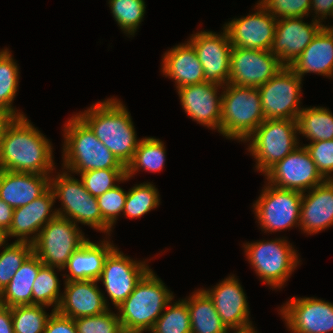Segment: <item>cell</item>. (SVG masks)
Segmentation results:
<instances>
[{
  "mask_svg": "<svg viewBox=\"0 0 333 333\" xmlns=\"http://www.w3.org/2000/svg\"><path fill=\"white\" fill-rule=\"evenodd\" d=\"M44 333H77L75 321L56 310L48 319Z\"/></svg>",
  "mask_w": 333,
  "mask_h": 333,
  "instance_id": "obj_44",
  "label": "cell"
},
{
  "mask_svg": "<svg viewBox=\"0 0 333 333\" xmlns=\"http://www.w3.org/2000/svg\"><path fill=\"white\" fill-rule=\"evenodd\" d=\"M44 264L32 253L0 293V304L8 307L32 305V286Z\"/></svg>",
  "mask_w": 333,
  "mask_h": 333,
  "instance_id": "obj_28",
  "label": "cell"
},
{
  "mask_svg": "<svg viewBox=\"0 0 333 333\" xmlns=\"http://www.w3.org/2000/svg\"><path fill=\"white\" fill-rule=\"evenodd\" d=\"M279 313L292 333H332L333 303L315 297H292Z\"/></svg>",
  "mask_w": 333,
  "mask_h": 333,
  "instance_id": "obj_16",
  "label": "cell"
},
{
  "mask_svg": "<svg viewBox=\"0 0 333 333\" xmlns=\"http://www.w3.org/2000/svg\"><path fill=\"white\" fill-rule=\"evenodd\" d=\"M55 269L62 271L60 268L46 265L39 269L32 286V305L53 306L54 311L58 309L63 294L60 293V281Z\"/></svg>",
  "mask_w": 333,
  "mask_h": 333,
  "instance_id": "obj_33",
  "label": "cell"
},
{
  "mask_svg": "<svg viewBox=\"0 0 333 333\" xmlns=\"http://www.w3.org/2000/svg\"><path fill=\"white\" fill-rule=\"evenodd\" d=\"M15 119V116L4 108L0 107V142L3 139L7 126Z\"/></svg>",
  "mask_w": 333,
  "mask_h": 333,
  "instance_id": "obj_48",
  "label": "cell"
},
{
  "mask_svg": "<svg viewBox=\"0 0 333 333\" xmlns=\"http://www.w3.org/2000/svg\"><path fill=\"white\" fill-rule=\"evenodd\" d=\"M289 67L301 79L307 73L333 78V26H324Z\"/></svg>",
  "mask_w": 333,
  "mask_h": 333,
  "instance_id": "obj_26",
  "label": "cell"
},
{
  "mask_svg": "<svg viewBox=\"0 0 333 333\" xmlns=\"http://www.w3.org/2000/svg\"><path fill=\"white\" fill-rule=\"evenodd\" d=\"M125 167L132 161L140 139L126 106L114 97L76 113Z\"/></svg>",
  "mask_w": 333,
  "mask_h": 333,
  "instance_id": "obj_2",
  "label": "cell"
},
{
  "mask_svg": "<svg viewBox=\"0 0 333 333\" xmlns=\"http://www.w3.org/2000/svg\"><path fill=\"white\" fill-rule=\"evenodd\" d=\"M51 175L0 170V198L13 208L24 206L50 188Z\"/></svg>",
  "mask_w": 333,
  "mask_h": 333,
  "instance_id": "obj_24",
  "label": "cell"
},
{
  "mask_svg": "<svg viewBox=\"0 0 333 333\" xmlns=\"http://www.w3.org/2000/svg\"><path fill=\"white\" fill-rule=\"evenodd\" d=\"M77 226L57 215L40 230L33 253L44 265L63 269L71 255L88 240Z\"/></svg>",
  "mask_w": 333,
  "mask_h": 333,
  "instance_id": "obj_9",
  "label": "cell"
},
{
  "mask_svg": "<svg viewBox=\"0 0 333 333\" xmlns=\"http://www.w3.org/2000/svg\"><path fill=\"white\" fill-rule=\"evenodd\" d=\"M267 183L281 188L306 192L326 181L304 145H299L265 174Z\"/></svg>",
  "mask_w": 333,
  "mask_h": 333,
  "instance_id": "obj_12",
  "label": "cell"
},
{
  "mask_svg": "<svg viewBox=\"0 0 333 333\" xmlns=\"http://www.w3.org/2000/svg\"><path fill=\"white\" fill-rule=\"evenodd\" d=\"M310 11H314V20L323 23L322 20L326 19L328 16H333V0H311ZM313 10V11H312Z\"/></svg>",
  "mask_w": 333,
  "mask_h": 333,
  "instance_id": "obj_45",
  "label": "cell"
},
{
  "mask_svg": "<svg viewBox=\"0 0 333 333\" xmlns=\"http://www.w3.org/2000/svg\"><path fill=\"white\" fill-rule=\"evenodd\" d=\"M0 333H14L11 307L0 304Z\"/></svg>",
  "mask_w": 333,
  "mask_h": 333,
  "instance_id": "obj_46",
  "label": "cell"
},
{
  "mask_svg": "<svg viewBox=\"0 0 333 333\" xmlns=\"http://www.w3.org/2000/svg\"><path fill=\"white\" fill-rule=\"evenodd\" d=\"M6 242L0 252V293L9 284L16 271L33 253V244L14 241Z\"/></svg>",
  "mask_w": 333,
  "mask_h": 333,
  "instance_id": "obj_36",
  "label": "cell"
},
{
  "mask_svg": "<svg viewBox=\"0 0 333 333\" xmlns=\"http://www.w3.org/2000/svg\"><path fill=\"white\" fill-rule=\"evenodd\" d=\"M53 158L50 140L26 115L15 117L7 126L0 142V170L51 175Z\"/></svg>",
  "mask_w": 333,
  "mask_h": 333,
  "instance_id": "obj_1",
  "label": "cell"
},
{
  "mask_svg": "<svg viewBox=\"0 0 333 333\" xmlns=\"http://www.w3.org/2000/svg\"><path fill=\"white\" fill-rule=\"evenodd\" d=\"M85 189L94 197H99L106 191L117 186L116 182L128 181L126 169H101L80 173Z\"/></svg>",
  "mask_w": 333,
  "mask_h": 333,
  "instance_id": "obj_39",
  "label": "cell"
},
{
  "mask_svg": "<svg viewBox=\"0 0 333 333\" xmlns=\"http://www.w3.org/2000/svg\"><path fill=\"white\" fill-rule=\"evenodd\" d=\"M231 330H228L227 333H229ZM233 333H257L258 331L255 330V327L251 326V327H247L245 329H235L232 330Z\"/></svg>",
  "mask_w": 333,
  "mask_h": 333,
  "instance_id": "obj_49",
  "label": "cell"
},
{
  "mask_svg": "<svg viewBox=\"0 0 333 333\" xmlns=\"http://www.w3.org/2000/svg\"><path fill=\"white\" fill-rule=\"evenodd\" d=\"M222 85L203 82L187 85L177 89L181 106L189 117L211 130L220 133L222 93L219 94ZM219 95V96H218Z\"/></svg>",
  "mask_w": 333,
  "mask_h": 333,
  "instance_id": "obj_18",
  "label": "cell"
},
{
  "mask_svg": "<svg viewBox=\"0 0 333 333\" xmlns=\"http://www.w3.org/2000/svg\"><path fill=\"white\" fill-rule=\"evenodd\" d=\"M7 48L0 54V107L15 117L25 116L13 104L19 85V67Z\"/></svg>",
  "mask_w": 333,
  "mask_h": 333,
  "instance_id": "obj_32",
  "label": "cell"
},
{
  "mask_svg": "<svg viewBox=\"0 0 333 333\" xmlns=\"http://www.w3.org/2000/svg\"><path fill=\"white\" fill-rule=\"evenodd\" d=\"M302 145L309 152L321 175L326 180H333V139Z\"/></svg>",
  "mask_w": 333,
  "mask_h": 333,
  "instance_id": "obj_43",
  "label": "cell"
},
{
  "mask_svg": "<svg viewBox=\"0 0 333 333\" xmlns=\"http://www.w3.org/2000/svg\"><path fill=\"white\" fill-rule=\"evenodd\" d=\"M306 192L302 193L299 229L312 235L333 226V180Z\"/></svg>",
  "mask_w": 333,
  "mask_h": 333,
  "instance_id": "obj_23",
  "label": "cell"
},
{
  "mask_svg": "<svg viewBox=\"0 0 333 333\" xmlns=\"http://www.w3.org/2000/svg\"><path fill=\"white\" fill-rule=\"evenodd\" d=\"M111 13L123 33L135 36L145 14L144 0H109Z\"/></svg>",
  "mask_w": 333,
  "mask_h": 333,
  "instance_id": "obj_37",
  "label": "cell"
},
{
  "mask_svg": "<svg viewBox=\"0 0 333 333\" xmlns=\"http://www.w3.org/2000/svg\"><path fill=\"white\" fill-rule=\"evenodd\" d=\"M302 80L290 67L284 66L265 84L257 87L265 119L297 120L301 108Z\"/></svg>",
  "mask_w": 333,
  "mask_h": 333,
  "instance_id": "obj_11",
  "label": "cell"
},
{
  "mask_svg": "<svg viewBox=\"0 0 333 333\" xmlns=\"http://www.w3.org/2000/svg\"><path fill=\"white\" fill-rule=\"evenodd\" d=\"M128 192L124 191L118 184L97 197L98 206L103 218V232L108 236L116 220L123 212ZM120 214V215H119Z\"/></svg>",
  "mask_w": 333,
  "mask_h": 333,
  "instance_id": "obj_40",
  "label": "cell"
},
{
  "mask_svg": "<svg viewBox=\"0 0 333 333\" xmlns=\"http://www.w3.org/2000/svg\"><path fill=\"white\" fill-rule=\"evenodd\" d=\"M159 196L158 189L152 183L136 184L128 191L122 215L129 219L140 218L159 206Z\"/></svg>",
  "mask_w": 333,
  "mask_h": 333,
  "instance_id": "obj_34",
  "label": "cell"
},
{
  "mask_svg": "<svg viewBox=\"0 0 333 333\" xmlns=\"http://www.w3.org/2000/svg\"><path fill=\"white\" fill-rule=\"evenodd\" d=\"M77 333H125L118 314L107 310L96 315L74 319Z\"/></svg>",
  "mask_w": 333,
  "mask_h": 333,
  "instance_id": "obj_41",
  "label": "cell"
},
{
  "mask_svg": "<svg viewBox=\"0 0 333 333\" xmlns=\"http://www.w3.org/2000/svg\"><path fill=\"white\" fill-rule=\"evenodd\" d=\"M253 203L258 225L264 233L300 227L302 192L281 189L269 183Z\"/></svg>",
  "mask_w": 333,
  "mask_h": 333,
  "instance_id": "obj_10",
  "label": "cell"
},
{
  "mask_svg": "<svg viewBox=\"0 0 333 333\" xmlns=\"http://www.w3.org/2000/svg\"><path fill=\"white\" fill-rule=\"evenodd\" d=\"M13 212L14 208L9 206L0 198V229H2L5 233L10 228Z\"/></svg>",
  "mask_w": 333,
  "mask_h": 333,
  "instance_id": "obj_47",
  "label": "cell"
},
{
  "mask_svg": "<svg viewBox=\"0 0 333 333\" xmlns=\"http://www.w3.org/2000/svg\"><path fill=\"white\" fill-rule=\"evenodd\" d=\"M97 280L65 281L57 311L72 319L100 315L109 310L107 297ZM106 298V299H105Z\"/></svg>",
  "mask_w": 333,
  "mask_h": 333,
  "instance_id": "obj_22",
  "label": "cell"
},
{
  "mask_svg": "<svg viewBox=\"0 0 333 333\" xmlns=\"http://www.w3.org/2000/svg\"><path fill=\"white\" fill-rule=\"evenodd\" d=\"M256 4L255 13L224 24L232 47L270 51L277 19L259 2Z\"/></svg>",
  "mask_w": 333,
  "mask_h": 333,
  "instance_id": "obj_17",
  "label": "cell"
},
{
  "mask_svg": "<svg viewBox=\"0 0 333 333\" xmlns=\"http://www.w3.org/2000/svg\"><path fill=\"white\" fill-rule=\"evenodd\" d=\"M44 305H19L11 307L14 333H44L50 315Z\"/></svg>",
  "mask_w": 333,
  "mask_h": 333,
  "instance_id": "obj_35",
  "label": "cell"
},
{
  "mask_svg": "<svg viewBox=\"0 0 333 333\" xmlns=\"http://www.w3.org/2000/svg\"><path fill=\"white\" fill-rule=\"evenodd\" d=\"M298 135L311 142L333 139V114L325 107L303 108L297 118Z\"/></svg>",
  "mask_w": 333,
  "mask_h": 333,
  "instance_id": "obj_30",
  "label": "cell"
},
{
  "mask_svg": "<svg viewBox=\"0 0 333 333\" xmlns=\"http://www.w3.org/2000/svg\"><path fill=\"white\" fill-rule=\"evenodd\" d=\"M203 290L213 301L222 323L228 330L254 326L249 319L247 296L234 274L219 282L214 288Z\"/></svg>",
  "mask_w": 333,
  "mask_h": 333,
  "instance_id": "obj_20",
  "label": "cell"
},
{
  "mask_svg": "<svg viewBox=\"0 0 333 333\" xmlns=\"http://www.w3.org/2000/svg\"><path fill=\"white\" fill-rule=\"evenodd\" d=\"M283 238L245 243L244 253L256 275L272 289H281L300 264L297 251Z\"/></svg>",
  "mask_w": 333,
  "mask_h": 333,
  "instance_id": "obj_7",
  "label": "cell"
},
{
  "mask_svg": "<svg viewBox=\"0 0 333 333\" xmlns=\"http://www.w3.org/2000/svg\"><path fill=\"white\" fill-rule=\"evenodd\" d=\"M188 42L202 64L205 81L222 86L228 84L232 44L227 31L223 28L221 34L205 30L196 32Z\"/></svg>",
  "mask_w": 333,
  "mask_h": 333,
  "instance_id": "obj_14",
  "label": "cell"
},
{
  "mask_svg": "<svg viewBox=\"0 0 333 333\" xmlns=\"http://www.w3.org/2000/svg\"><path fill=\"white\" fill-rule=\"evenodd\" d=\"M166 149L157 138H142L134 153L132 161L126 166V177L132 178L140 169L148 172H159L165 166Z\"/></svg>",
  "mask_w": 333,
  "mask_h": 333,
  "instance_id": "obj_31",
  "label": "cell"
},
{
  "mask_svg": "<svg viewBox=\"0 0 333 333\" xmlns=\"http://www.w3.org/2000/svg\"><path fill=\"white\" fill-rule=\"evenodd\" d=\"M162 57L161 72L175 80L177 89L205 82L202 64L188 41L167 50Z\"/></svg>",
  "mask_w": 333,
  "mask_h": 333,
  "instance_id": "obj_25",
  "label": "cell"
},
{
  "mask_svg": "<svg viewBox=\"0 0 333 333\" xmlns=\"http://www.w3.org/2000/svg\"><path fill=\"white\" fill-rule=\"evenodd\" d=\"M276 19L308 17L311 0H259Z\"/></svg>",
  "mask_w": 333,
  "mask_h": 333,
  "instance_id": "obj_42",
  "label": "cell"
},
{
  "mask_svg": "<svg viewBox=\"0 0 333 333\" xmlns=\"http://www.w3.org/2000/svg\"><path fill=\"white\" fill-rule=\"evenodd\" d=\"M163 281L150 269L129 297L117 308L125 333L151 331L167 304L174 299Z\"/></svg>",
  "mask_w": 333,
  "mask_h": 333,
  "instance_id": "obj_4",
  "label": "cell"
},
{
  "mask_svg": "<svg viewBox=\"0 0 333 333\" xmlns=\"http://www.w3.org/2000/svg\"><path fill=\"white\" fill-rule=\"evenodd\" d=\"M297 134V120L265 119L244 141L250 142L247 149L256 159V171L264 175L296 149L300 145Z\"/></svg>",
  "mask_w": 333,
  "mask_h": 333,
  "instance_id": "obj_6",
  "label": "cell"
},
{
  "mask_svg": "<svg viewBox=\"0 0 333 333\" xmlns=\"http://www.w3.org/2000/svg\"><path fill=\"white\" fill-rule=\"evenodd\" d=\"M304 17L277 19L275 36L270 52L284 66H290L325 26L316 20L310 24Z\"/></svg>",
  "mask_w": 333,
  "mask_h": 333,
  "instance_id": "obj_19",
  "label": "cell"
},
{
  "mask_svg": "<svg viewBox=\"0 0 333 333\" xmlns=\"http://www.w3.org/2000/svg\"><path fill=\"white\" fill-rule=\"evenodd\" d=\"M172 301L173 299L167 304L151 333H191L187 303L183 299L173 303Z\"/></svg>",
  "mask_w": 333,
  "mask_h": 333,
  "instance_id": "obj_38",
  "label": "cell"
},
{
  "mask_svg": "<svg viewBox=\"0 0 333 333\" xmlns=\"http://www.w3.org/2000/svg\"><path fill=\"white\" fill-rule=\"evenodd\" d=\"M63 131L62 169L77 175L90 170L126 169L77 114L68 119Z\"/></svg>",
  "mask_w": 333,
  "mask_h": 333,
  "instance_id": "obj_3",
  "label": "cell"
},
{
  "mask_svg": "<svg viewBox=\"0 0 333 333\" xmlns=\"http://www.w3.org/2000/svg\"><path fill=\"white\" fill-rule=\"evenodd\" d=\"M55 197L51 188L27 205L14 208L13 218L6 238L16 237L17 242L33 244L40 230L57 216L53 209ZM52 212V213H51ZM33 235V236H32Z\"/></svg>",
  "mask_w": 333,
  "mask_h": 333,
  "instance_id": "obj_21",
  "label": "cell"
},
{
  "mask_svg": "<svg viewBox=\"0 0 333 333\" xmlns=\"http://www.w3.org/2000/svg\"><path fill=\"white\" fill-rule=\"evenodd\" d=\"M283 68L279 58L270 51L232 47L228 83L257 88Z\"/></svg>",
  "mask_w": 333,
  "mask_h": 333,
  "instance_id": "obj_15",
  "label": "cell"
},
{
  "mask_svg": "<svg viewBox=\"0 0 333 333\" xmlns=\"http://www.w3.org/2000/svg\"><path fill=\"white\" fill-rule=\"evenodd\" d=\"M62 173L51 175L50 188L55 200L60 199L62 207L56 209L57 215L73 223L88 225L103 233V218L97 197L92 196L84 187L82 180L71 177V173L62 169ZM54 176V177H53Z\"/></svg>",
  "mask_w": 333,
  "mask_h": 333,
  "instance_id": "obj_8",
  "label": "cell"
},
{
  "mask_svg": "<svg viewBox=\"0 0 333 333\" xmlns=\"http://www.w3.org/2000/svg\"><path fill=\"white\" fill-rule=\"evenodd\" d=\"M222 90L220 134L244 142L265 120L259 90L231 83Z\"/></svg>",
  "mask_w": 333,
  "mask_h": 333,
  "instance_id": "obj_5",
  "label": "cell"
},
{
  "mask_svg": "<svg viewBox=\"0 0 333 333\" xmlns=\"http://www.w3.org/2000/svg\"><path fill=\"white\" fill-rule=\"evenodd\" d=\"M187 299L191 320V333H227L228 329L222 323L213 301L202 289L194 290Z\"/></svg>",
  "mask_w": 333,
  "mask_h": 333,
  "instance_id": "obj_29",
  "label": "cell"
},
{
  "mask_svg": "<svg viewBox=\"0 0 333 333\" xmlns=\"http://www.w3.org/2000/svg\"><path fill=\"white\" fill-rule=\"evenodd\" d=\"M6 241H8V239L6 238V233L2 229H0V248H2Z\"/></svg>",
  "mask_w": 333,
  "mask_h": 333,
  "instance_id": "obj_50",
  "label": "cell"
},
{
  "mask_svg": "<svg viewBox=\"0 0 333 333\" xmlns=\"http://www.w3.org/2000/svg\"><path fill=\"white\" fill-rule=\"evenodd\" d=\"M150 269L145 260H133L115 247L105 259L97 281L103 283L107 296L117 309Z\"/></svg>",
  "mask_w": 333,
  "mask_h": 333,
  "instance_id": "obj_13",
  "label": "cell"
},
{
  "mask_svg": "<svg viewBox=\"0 0 333 333\" xmlns=\"http://www.w3.org/2000/svg\"><path fill=\"white\" fill-rule=\"evenodd\" d=\"M104 241L94 243L89 239L77 249L62 270L64 281L98 280L103 270L105 259L115 248L107 237ZM68 270V271H67Z\"/></svg>",
  "mask_w": 333,
  "mask_h": 333,
  "instance_id": "obj_27",
  "label": "cell"
}]
</instances>
